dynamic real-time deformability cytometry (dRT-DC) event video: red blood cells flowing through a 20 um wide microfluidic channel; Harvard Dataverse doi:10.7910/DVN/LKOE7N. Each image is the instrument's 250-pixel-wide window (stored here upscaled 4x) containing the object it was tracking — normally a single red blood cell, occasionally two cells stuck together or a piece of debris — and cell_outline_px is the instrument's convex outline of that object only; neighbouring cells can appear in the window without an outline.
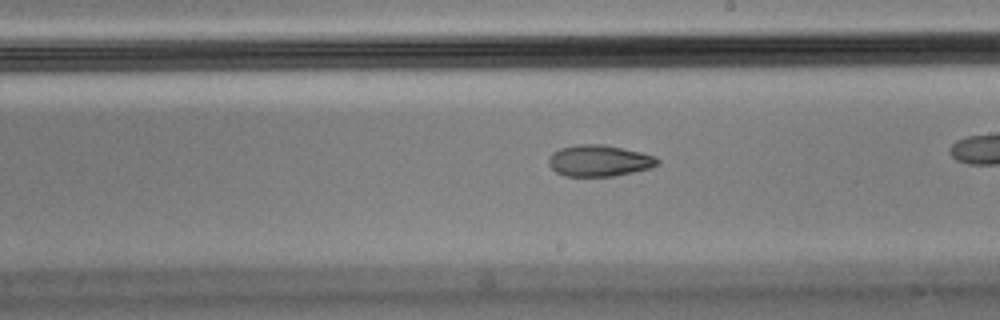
{"species": "Egyptian fruit bat (a non-hibernating species)", "species_latin": "Rousettus aegyptiacus", "temperature_condition": "cold", "stored_images_in_passage": 42, "camera_frame_rate_fps": 3000, "um_per_image_px": 0.085, "animal": {"sex": "male"}, "frame": {"image": 1, "passage_image": 30, "time_ms": 9.667, "image_size_px": [1000, 320], "cell_outline_px": [[660, 164], [652, 168], [616, 176], [564, 176], [556, 172], [548, 164], [548, 160], [552, 152], [560, 148], [580, 144], [604, 144], [640, 152], [656, 156], [660, 160]], "centroid_in_image_um": [50.96, 13.66], "position_along_channel_um": 238.0, "area_um2": 20.11}}